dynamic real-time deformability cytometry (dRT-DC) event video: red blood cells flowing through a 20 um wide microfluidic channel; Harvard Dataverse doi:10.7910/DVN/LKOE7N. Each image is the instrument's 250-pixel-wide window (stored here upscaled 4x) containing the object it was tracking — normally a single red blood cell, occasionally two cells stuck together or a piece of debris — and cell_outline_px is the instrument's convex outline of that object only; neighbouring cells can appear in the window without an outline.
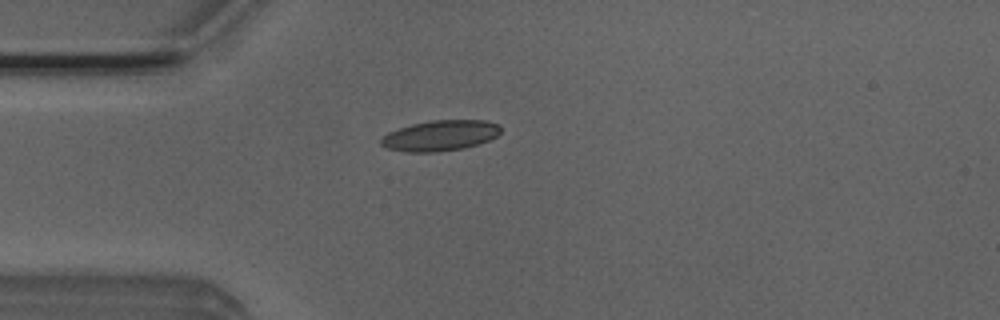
{"species": "Egyptian fruit bat (a non-hibernating species)", "species_latin": "Rousettus aegyptiacus", "temperature_condition": "room temperature", "stored_images_in_passage": 4, "camera_frame_rate_fps": 3000, "um_per_image_px": 0.085, "animal": {"sex": "male"}, "frame": {"image": 1, "passage_image": 4, "time_ms": 1.0, "image_size_px": [1000, 320], "cell_outline_px": [[500, 132], [496, 136], [488, 140], [464, 148], [432, 152], [408, 152], [388, 148], [380, 144], [380, 140], [388, 132], [412, 124], [432, 120], [488, 120], [500, 124]], "centroid_in_image_um": [37.43, 11.51], "position_along_channel_um": 47.6, "area_um2": 21.15}}